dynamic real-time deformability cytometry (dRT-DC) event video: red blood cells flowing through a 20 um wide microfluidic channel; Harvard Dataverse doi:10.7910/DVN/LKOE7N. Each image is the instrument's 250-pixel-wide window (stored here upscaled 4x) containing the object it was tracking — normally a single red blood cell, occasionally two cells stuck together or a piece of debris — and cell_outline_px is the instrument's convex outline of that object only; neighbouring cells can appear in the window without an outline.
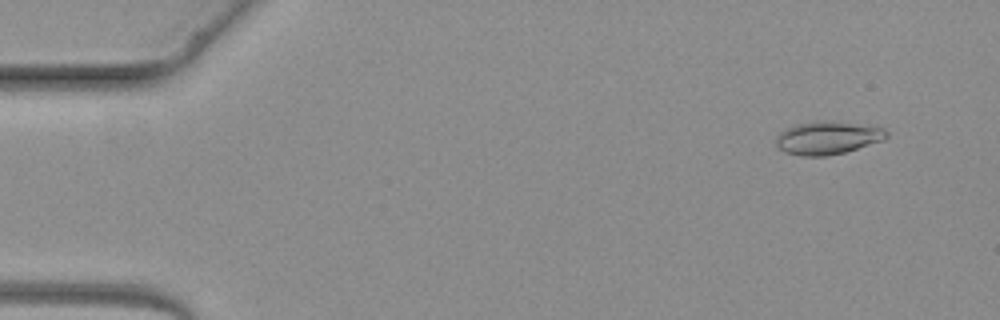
{"species": "common noctule bat (a hibernating species)", "species_latin": "Nyctalus noctula", "temperature_condition": "warm", "stored_images_in_passage": 2, "camera_frame_rate_fps": 3000, "um_per_image_px": 0.085, "animal": {"sex": "female", "body_mass_g": 19.3, "forearm_length_mm": 54.1}, "frame": {"image": 1, "passage_image": 1, "time_ms": 0.0, "image_size_px": [1000, 320], "cell_outline_px": [[888, 136], [884, 140], [844, 152], [824, 156], [800, 156], [784, 152], [776, 148], [776, 136], [780, 132], [796, 124], [820, 120], [832, 120], [884, 128], [888, 132]], "centroid_in_image_um": [70.32, 11.71], "position_along_channel_um": 14.7, "area_um2": 21.39}}